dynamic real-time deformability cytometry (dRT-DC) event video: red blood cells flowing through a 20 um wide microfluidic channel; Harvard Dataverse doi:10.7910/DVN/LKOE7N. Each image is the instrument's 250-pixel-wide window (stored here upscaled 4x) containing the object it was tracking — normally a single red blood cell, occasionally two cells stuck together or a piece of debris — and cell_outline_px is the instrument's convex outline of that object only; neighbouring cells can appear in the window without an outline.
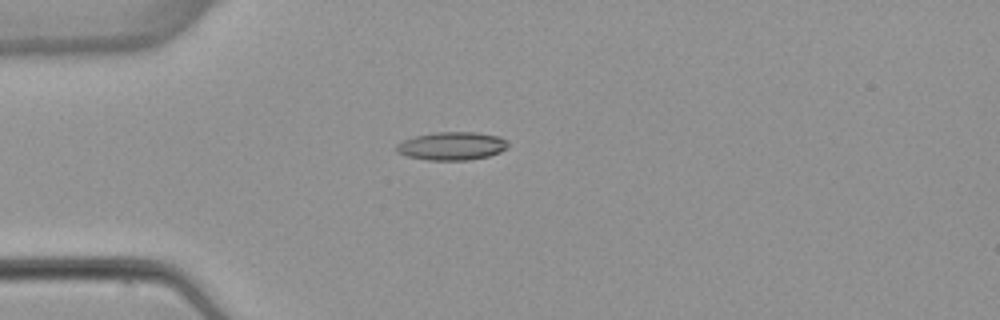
{"species": "common noctule bat (a hibernating species)", "species_latin": "Nyctalus noctula", "temperature_condition": "warm", "stored_images_in_passage": 5, "camera_frame_rate_fps": 3000, "um_per_image_px": 0.085, "animal": {"sex": "female", "body_mass_g": 22.7, "forearm_length_mm": 54.2}, "frame": {"image": 1, "passage_image": 4, "time_ms": 3.667, "image_size_px": [1000, 320], "cell_outline_px": [[508, 148], [500, 152], [488, 156], [468, 160], [428, 160], [408, 156], [396, 152], [396, 144], [404, 140], [416, 136], [436, 132], [476, 132], [500, 136], [508, 144]], "centroid_in_image_um": [38.41, 12.41], "position_along_channel_um": 46.6, "area_um2": 18.26}}